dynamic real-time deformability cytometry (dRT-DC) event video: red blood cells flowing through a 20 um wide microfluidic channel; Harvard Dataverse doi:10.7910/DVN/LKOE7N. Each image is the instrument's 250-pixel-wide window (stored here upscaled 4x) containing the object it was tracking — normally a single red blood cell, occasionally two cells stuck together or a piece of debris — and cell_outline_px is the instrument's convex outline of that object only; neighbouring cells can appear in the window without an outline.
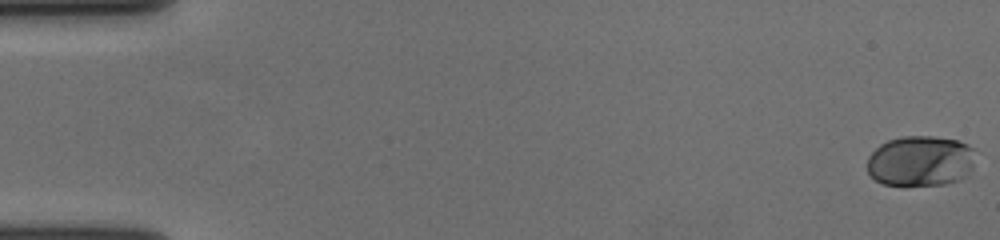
{"species": "human", "species_latin": "Homo sapiens", "temperature_condition": "cold", "stored_images_in_passage": 25, "camera_frame_rate_fps": 3000, "um_per_image_px": 0.085, "donor": {"sex": "female"}, "frame": {"image": 1, "passage_image": 1, "time_ms": 0.0, "image_size_px": [1000, 240], "cell_outline_px": [[972, 168], [968, 176], [960, 180], [944, 184], [884, 184], [876, 180], [868, 172], [868, 156], [880, 144], [888, 140], [900, 136], [932, 136], [956, 140], [968, 144], [972, 148]], "centroid_in_image_um": [78.24, 13.67], "position_along_channel_um": 6.8, "area_um2": 31.67}}
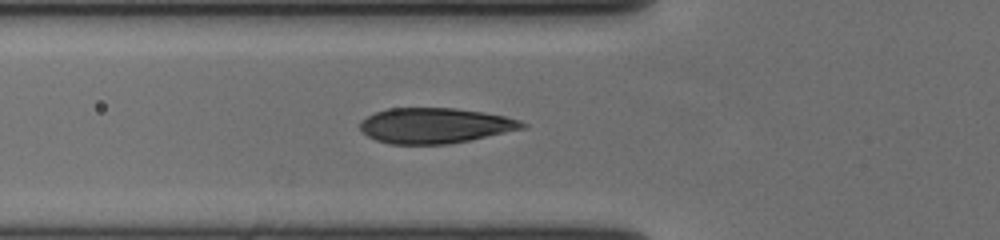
{"frame": {"image": 2, "passage_image": 22, "time_ms": 7.0, "image_size_px": [1000, 240], "cell_outline_px": [[528, 124], [524, 128], [468, 140], [448, 144], [388, 144], [376, 140], [368, 136], [360, 128], [360, 120], [376, 112], [388, 108], [456, 108], [484, 112], [504, 116], [520, 120]], "centroid_in_image_um": [36.96, 10.67], "position_along_channel_um": 88.8, "area_um2": 33.29}}
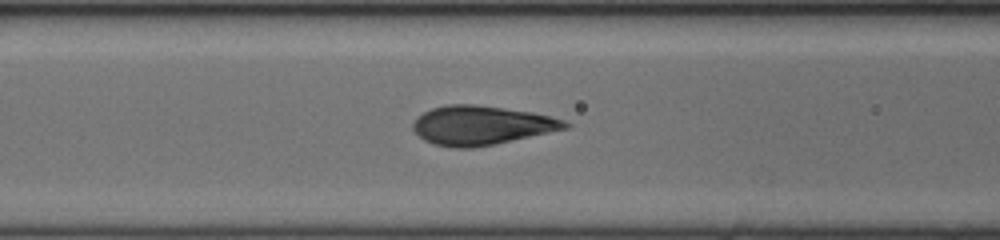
{"frame": {"image": 3, "passage_image": 25, "time_ms": 8.0, "image_size_px": [1000, 240], "cell_outline_px": [[572, 124], [568, 128], [492, 144], [472, 148], [456, 148], [432, 144], [424, 140], [412, 128], [412, 124], [424, 112], [432, 108], [444, 104], [476, 104], [532, 112], [564, 120]], "centroid_in_image_um": [40.89, 10.64], "position_along_channel_um": 125.7, "area_um2": 34.28}}